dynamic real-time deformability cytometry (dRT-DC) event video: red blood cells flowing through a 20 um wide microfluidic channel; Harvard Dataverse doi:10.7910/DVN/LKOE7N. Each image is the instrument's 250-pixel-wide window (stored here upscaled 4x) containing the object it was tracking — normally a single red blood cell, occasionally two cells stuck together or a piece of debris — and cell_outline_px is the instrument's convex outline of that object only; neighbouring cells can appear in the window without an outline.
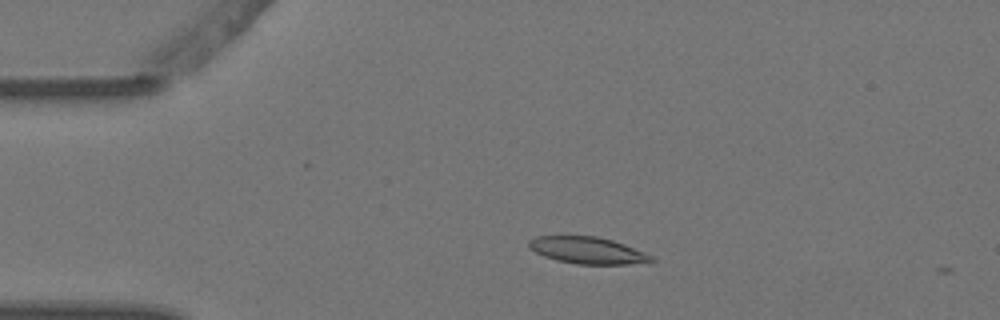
{"species": "Egyptian fruit bat (a non-hibernating species)", "species_latin": "Rousettus aegyptiacus", "temperature_condition": "warm", "stored_images_in_passage": 4, "camera_frame_rate_fps": 3000, "um_per_image_px": 0.085, "animal": {"sex": "female"}, "frame": {"image": 1, "passage_image": 3, "time_ms": 0.667, "image_size_px": [1000, 320], "cell_outline_px": [[656, 260], [628, 264], [576, 264], [556, 260], [544, 256], [528, 248], [528, 240], [536, 236], [596, 236], [612, 240], [624, 244], [644, 252], [652, 256]], "centroid_in_image_um": [49.89, 21.27], "position_along_channel_um": 35.1, "area_um2": 19.02}}